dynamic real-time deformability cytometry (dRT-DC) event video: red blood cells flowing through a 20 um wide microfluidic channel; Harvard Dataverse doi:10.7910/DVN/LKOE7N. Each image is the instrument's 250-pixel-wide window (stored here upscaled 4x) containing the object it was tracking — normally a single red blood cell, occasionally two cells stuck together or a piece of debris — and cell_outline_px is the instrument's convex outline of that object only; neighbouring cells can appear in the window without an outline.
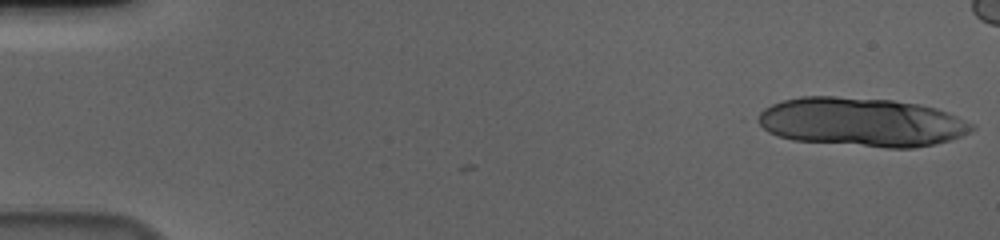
{"species": "human", "species_latin": "Homo sapiens", "temperature_condition": "cold", "stored_images_in_passage": 16, "camera_frame_rate_fps": 3000, "um_per_image_px": 0.085, "donor": {"sex": "male"}, "frame": {"image": 1, "passage_image": 1, "time_ms": 0.0, "image_size_px": [1000, 240], "cell_outline_px": [[976, 128], [960, 136], [948, 140], [932, 144], [912, 148], [888, 148], [792, 140], [768, 132], [752, 120], [764, 108], [772, 104], [784, 100], [800, 96], [832, 96], [892, 100], [920, 104], [936, 108], [948, 112], [976, 124]], "centroid_in_image_um": [73.2, 10.37], "position_along_channel_um": 11.8, "area_um2": 61.27}}